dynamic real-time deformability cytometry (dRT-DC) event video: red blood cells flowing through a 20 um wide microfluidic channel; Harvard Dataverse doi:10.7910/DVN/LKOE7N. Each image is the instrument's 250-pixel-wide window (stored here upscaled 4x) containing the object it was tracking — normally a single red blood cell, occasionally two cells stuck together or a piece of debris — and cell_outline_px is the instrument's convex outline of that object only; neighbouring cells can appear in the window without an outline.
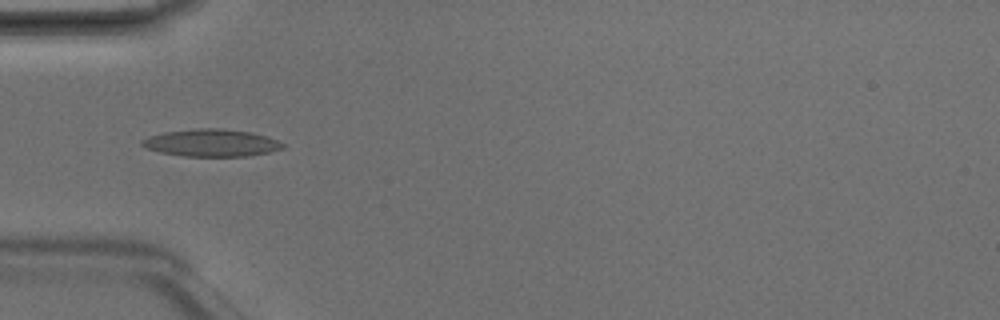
{"species": "Egyptian fruit bat (a non-hibernating species)", "species_latin": "Rousettus aegyptiacus", "temperature_condition": "room temperature", "stored_images_in_passage": 3, "camera_frame_rate_fps": 3000, "um_per_image_px": 0.085, "animal": {"sex": "male"}, "frame": {"image": 1, "passage_image": 3, "time_ms": 0.667, "image_size_px": [1000, 320], "cell_outline_px": [[284, 148], [268, 152], [248, 156], [184, 156], [160, 152], [148, 148], [140, 144], [140, 140], [148, 136], [164, 132], [196, 128], [224, 128], [252, 132], [268, 136], [284, 144]], "centroid_in_image_um": [17.97, 12.13], "position_along_channel_um": 67.0, "area_um2": 22.48}}